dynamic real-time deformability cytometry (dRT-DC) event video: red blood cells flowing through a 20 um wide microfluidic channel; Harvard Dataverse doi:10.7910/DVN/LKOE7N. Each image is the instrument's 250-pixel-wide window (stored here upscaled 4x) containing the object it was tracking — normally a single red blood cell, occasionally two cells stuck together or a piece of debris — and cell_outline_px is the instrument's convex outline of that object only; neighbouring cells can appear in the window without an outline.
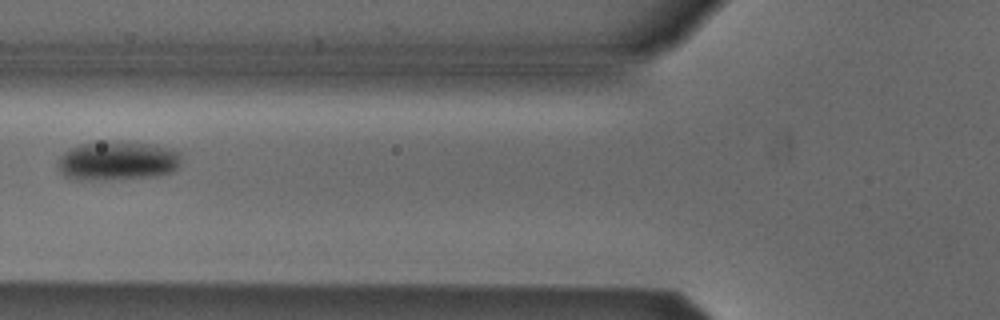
{"species": "Egyptian fruit bat (a non-hibernating species)", "species_latin": "Rousettus aegyptiacus", "temperature_condition": "cold", "stored_images_in_passage": 4, "camera_frame_rate_fps": 3000, "um_per_image_px": 0.085, "animal": {"sex": "male"}, "frame": {"image": 1, "passage_image": 4, "time_ms": 3.333, "image_size_px": [1000, 320], "cell_outline_px": [[180, 164], [172, 172], [160, 176], [92, 180], [76, 180], [64, 176], [60, 172], [60, 156], [64, 152], [80, 144], [156, 144], [180, 152]], "centroid_in_image_um": [10.02, 13.72], "position_along_channel_um": 115.8, "area_um2": 27.22}}